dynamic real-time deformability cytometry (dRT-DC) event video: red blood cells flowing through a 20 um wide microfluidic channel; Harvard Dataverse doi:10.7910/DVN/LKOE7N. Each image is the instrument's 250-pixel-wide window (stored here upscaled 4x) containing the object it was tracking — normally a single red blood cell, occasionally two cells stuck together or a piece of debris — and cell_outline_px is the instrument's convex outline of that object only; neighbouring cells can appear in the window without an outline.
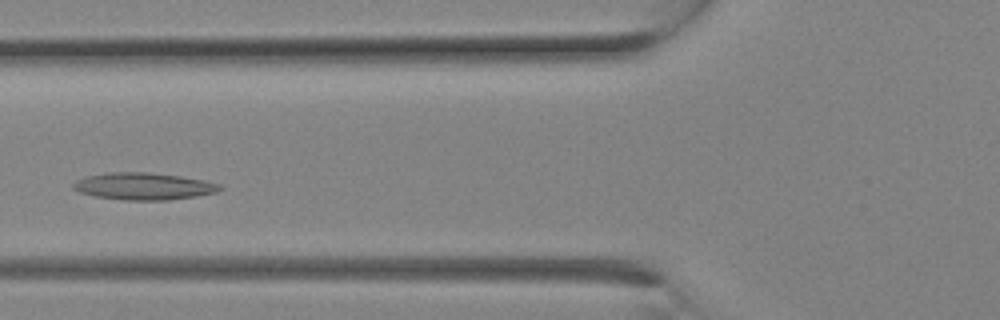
{"species": "Egyptian fruit bat (a non-hibernating species)", "species_latin": "Rousettus aegyptiacus", "temperature_condition": "room temperature", "stored_images_in_passage": 7, "camera_frame_rate_fps": 3000, "um_per_image_px": 0.085, "animal": {"sex": "female"}, "frame": {"image": 1, "passage_image": 6, "time_ms": 1.667, "image_size_px": [1000, 320], "cell_outline_px": [[224, 188], [216, 192], [196, 196], [168, 200], [124, 200], [96, 196], [80, 192], [72, 188], [72, 184], [76, 180], [88, 176], [108, 172], [148, 172], [180, 176], [204, 180], [220, 184]], "centroid_in_image_um": [12.22, 15.83], "position_along_channel_um": 113.6, "area_um2": 23.06}}